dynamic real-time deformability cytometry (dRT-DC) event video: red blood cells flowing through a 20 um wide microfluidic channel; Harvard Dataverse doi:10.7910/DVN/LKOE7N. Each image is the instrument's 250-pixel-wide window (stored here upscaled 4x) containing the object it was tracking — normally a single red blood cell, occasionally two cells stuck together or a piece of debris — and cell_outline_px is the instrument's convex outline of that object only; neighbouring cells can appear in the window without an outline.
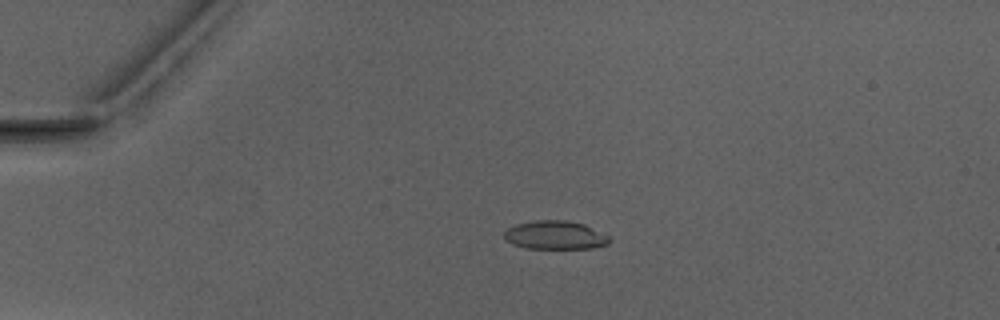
{"species": "Egyptian fruit bat (a non-hibernating species)", "species_latin": "Rousettus aegyptiacus", "temperature_condition": "warm", "stored_images_in_passage": 2, "camera_frame_rate_fps": 3000, "um_per_image_px": 0.085, "animal": {"sex": "male"}, "frame": {"image": 1, "passage_image": 1, "time_ms": 0.0, "image_size_px": [1000, 320], "cell_outline_px": [[612, 240], [608, 244], [592, 248], [524, 248], [512, 244], [504, 236], [504, 232], [508, 228], [516, 224], [532, 220], [568, 220], [584, 224], [608, 236]], "centroid_in_image_um": [47.18, 19.98], "position_along_channel_um": 37.8, "area_um2": 17.46}}